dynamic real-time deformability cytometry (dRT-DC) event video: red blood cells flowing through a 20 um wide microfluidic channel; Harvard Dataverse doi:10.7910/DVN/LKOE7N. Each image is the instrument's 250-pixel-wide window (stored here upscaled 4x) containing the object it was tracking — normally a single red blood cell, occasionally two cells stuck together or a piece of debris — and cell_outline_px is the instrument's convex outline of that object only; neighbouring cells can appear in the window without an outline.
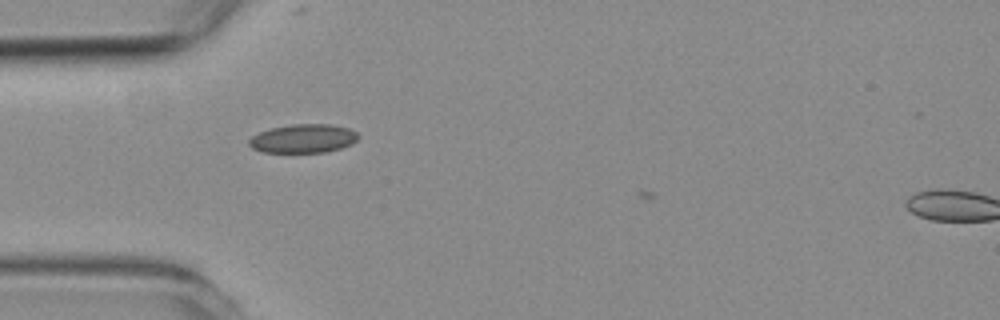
{"species": "common noctule bat (a hibernating species)", "species_latin": "Nyctalus noctula", "temperature_condition": "room temperature", "stored_images_in_passage": 5, "camera_frame_rate_fps": 3000, "um_per_image_px": 0.085, "animal": {"sex": "female", "body_mass_g": 19.3, "forearm_length_mm": 54.1}, "frame": {"image": 1, "passage_image": 4, "time_ms": 1.0, "image_size_px": [1000, 320], "cell_outline_px": [[360, 136], [352, 144], [340, 148], [324, 152], [264, 152], [252, 148], [248, 144], [248, 140], [252, 136], [260, 132], [272, 128], [292, 124], [332, 124], [348, 128], [356, 132]], "centroid_in_image_um": [25.78, 11.77], "position_along_channel_um": 59.2, "area_um2": 18.21}}